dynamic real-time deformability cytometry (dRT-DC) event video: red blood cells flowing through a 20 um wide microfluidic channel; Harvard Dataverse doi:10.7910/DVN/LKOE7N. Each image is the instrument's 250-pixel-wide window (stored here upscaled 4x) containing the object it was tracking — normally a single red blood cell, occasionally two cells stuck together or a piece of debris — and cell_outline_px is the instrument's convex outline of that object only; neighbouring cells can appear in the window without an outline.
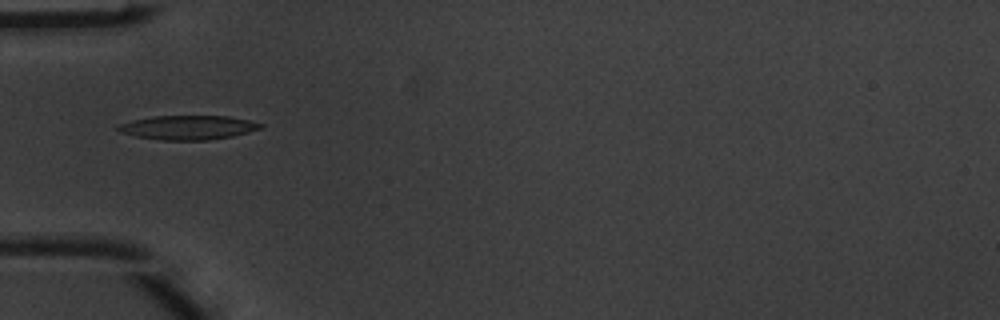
{"species": "common noctule bat (a hibernating species)", "species_latin": "Nyctalus noctula", "temperature_condition": "warm", "stored_images_in_passage": 6, "camera_frame_rate_fps": 3000, "um_per_image_px": 0.085, "animal": {"sex": "male", "body_mass_g": 20.1, "forearm_length_mm": 53.5}, "frame": {"image": 1, "passage_image": 5, "time_ms": 1.333, "image_size_px": [1000, 320], "cell_outline_px": [[264, 128], [232, 136], [208, 140], [160, 140], [136, 136], [120, 132], [116, 128], [120, 124], [132, 120], [156, 116], [228, 116], [248, 120], [264, 124]], "centroid_in_image_um": [16.01, 10.84], "position_along_channel_um": 69.0, "area_um2": 20.0}}
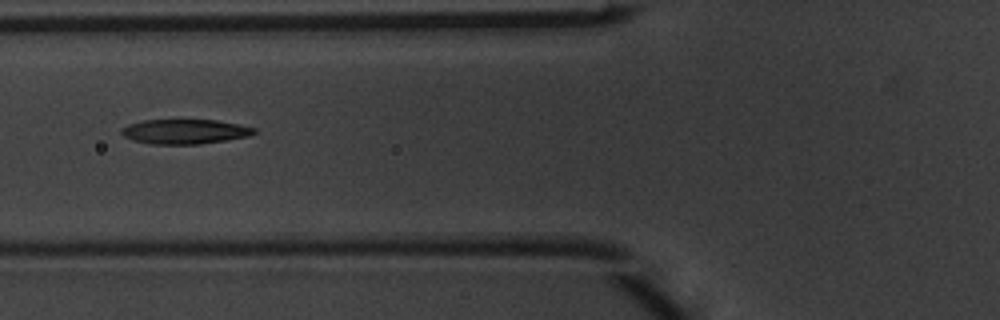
{"frame": {"image": 2, "passage_image": 6, "time_ms": 1.667, "image_size_px": [1000, 320], "cell_outline_px": [[256, 132], [248, 136], [200, 144], [152, 144], [132, 140], [124, 136], [120, 132], [120, 128], [128, 124], [140, 120], [216, 120], [240, 124], [256, 128]], "centroid_in_image_um": [15.67, 11.17], "position_along_channel_um": 110.1, "area_um2": 19.13}}